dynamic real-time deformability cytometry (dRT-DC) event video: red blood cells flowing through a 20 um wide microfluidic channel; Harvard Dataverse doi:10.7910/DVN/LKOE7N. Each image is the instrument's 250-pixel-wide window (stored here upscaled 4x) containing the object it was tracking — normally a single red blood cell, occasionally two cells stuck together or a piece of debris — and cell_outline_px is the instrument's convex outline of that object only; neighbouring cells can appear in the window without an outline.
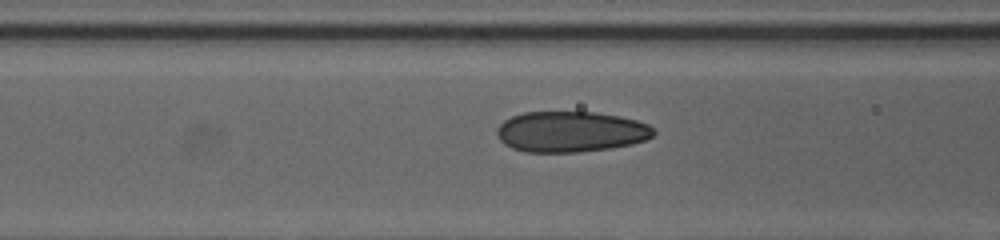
{"species": "human", "species_latin": "Homo sapiens", "temperature_condition": "cold", "stored_images_in_passage": 39, "camera_frame_rate_fps": 3000, "um_per_image_px": 0.085, "donor": {"sex": "female"}, "frame": {"image": 1, "passage_image": 18, "time_ms": 5.667, "image_size_px": [1000, 240], "cell_outline_px": [[656, 132], [652, 136], [644, 140], [632, 144], [608, 148], [580, 152], [524, 152], [512, 148], [504, 144], [500, 140], [496, 132], [496, 128], [504, 120], [512, 116], [524, 112], [596, 112], [620, 116], [636, 120], [648, 124]], "centroid_in_image_um": [48.49, 11.19], "position_along_channel_um": 118.1, "area_um2": 37.28}}
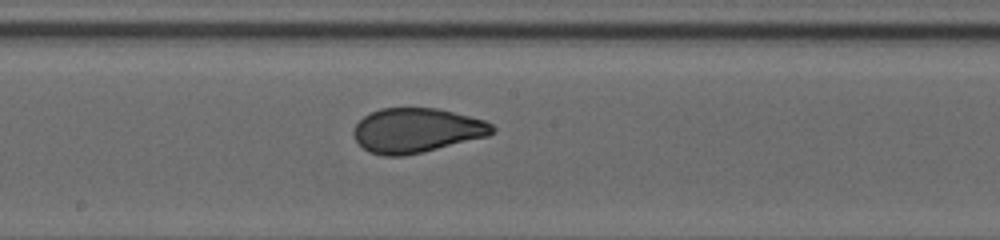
{"frame": {"image": 2, "passage_image": 25, "time_ms": 8.0, "image_size_px": [1000, 240], "cell_outline_px": [[496, 132], [488, 136], [424, 152], [404, 156], [384, 156], [368, 152], [356, 140], [352, 132], [356, 124], [364, 116], [380, 108], [436, 108], [484, 120], [492, 124], [496, 128]], "centroid_in_image_um": [35.42, 11.09], "position_along_channel_um": 212.8, "area_um2": 36.01}}
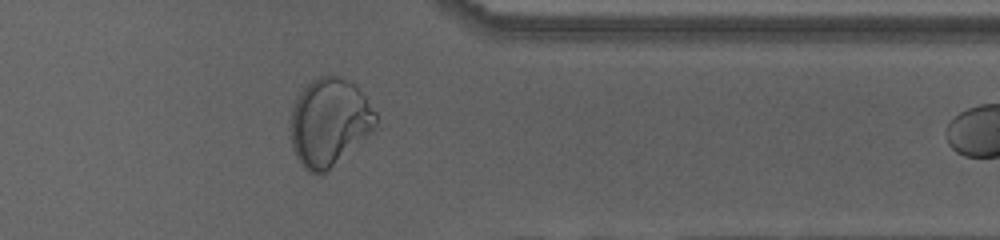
{"frame": {"image": 3, "passage_image": 38, "time_ms": 12.333, "image_size_px": [1000, 240], "cell_outline_px": [[376, 124], [372, 132], [320, 176], [316, 176], [308, 172], [300, 164], [292, 148], [288, 128], [288, 124], [292, 104], [300, 92], [316, 76], [340, 76], [356, 84], [376, 112]], "centroid_in_image_um": [27.94, 10.39], "position_along_channel_um": 383.5, "area_um2": 44.16}}